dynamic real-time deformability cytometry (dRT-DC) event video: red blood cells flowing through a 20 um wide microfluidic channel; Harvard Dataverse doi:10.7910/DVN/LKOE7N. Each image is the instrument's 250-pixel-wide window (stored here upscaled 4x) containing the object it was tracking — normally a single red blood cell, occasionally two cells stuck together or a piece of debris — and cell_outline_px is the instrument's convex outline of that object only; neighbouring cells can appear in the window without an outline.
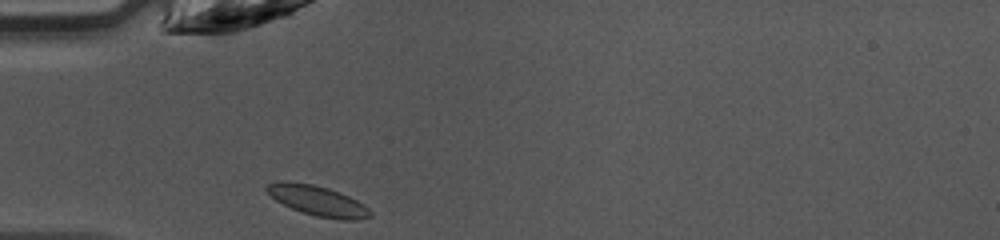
{"species": "common noctule bat (a hibernating species)", "species_latin": "Nyctalus noctula", "temperature_condition": "warm", "stored_images_in_passage": 32, "camera_frame_rate_fps": 3000, "um_per_image_px": 0.085, "animal": {"sex": "female", "body_mass_g": 10.0, "forearm_length_mm": 53.1}, "frame": {"image": 1, "passage_image": 1, "time_ms": 0.0, "image_size_px": [1000, 240], "cell_outline_px": [[372, 216], [356, 220], [340, 220], [316, 216], [292, 208], [276, 200], [264, 188], [268, 184], [280, 180], [284, 180], [312, 184], [328, 188], [340, 192], [364, 204], [372, 212]], "centroid_in_image_um": [27.02, 17.05], "position_along_channel_um": 58.0, "area_um2": 18.09}}
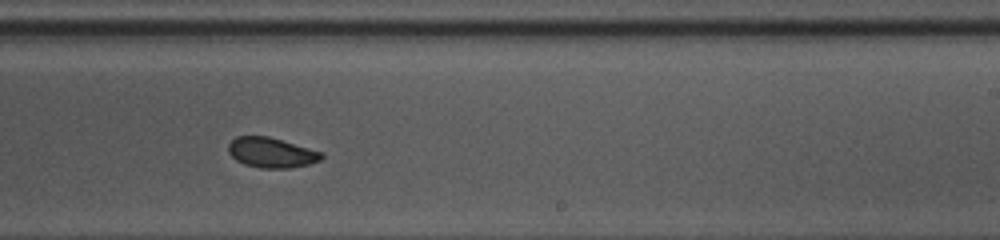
{"frame": {"image": 2, "passage_image": 16, "time_ms": 5.0, "image_size_px": [1000, 240], "cell_outline_px": [[324, 156], [320, 160], [308, 164], [288, 168], [260, 168], [244, 164], [236, 160], [228, 152], [228, 144], [236, 136], [268, 136], [324, 152]], "centroid_in_image_um": [23.07, 12.97], "position_along_channel_um": 265.9, "area_um2": 16.36}}
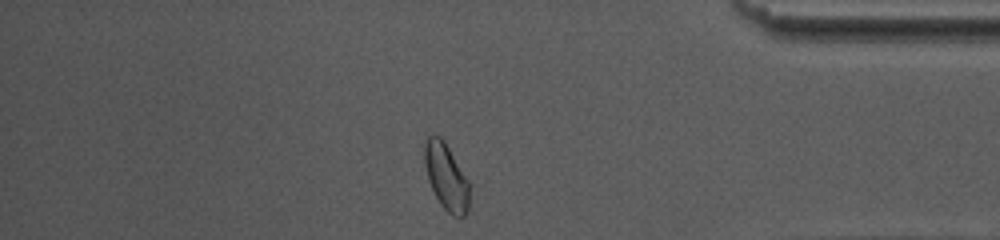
{"frame": {"image": 3, "passage_image": 27, "time_ms": 8.667, "image_size_px": [1000, 240], "cell_outline_px": [[468, 212], [464, 216], [452, 216], [440, 204], [428, 180], [424, 164], [424, 144], [428, 136], [440, 136], [444, 140], [468, 180]], "centroid_in_image_um": [37.91, 15.02], "position_along_channel_um": 397.3, "area_um2": 17.17}, "authors_computed_cell_mechanics": {"area_um2": 17.0799, "velocity_mm_per_s": 4.2519, "shape_relaxation_time_tau1_ms": 2.9447, "shape_relaxation_time_tau2_ms": 1.2718, "deformation_change_tau1": 0.1165, "deformation_change_tau2": 0.0443}}